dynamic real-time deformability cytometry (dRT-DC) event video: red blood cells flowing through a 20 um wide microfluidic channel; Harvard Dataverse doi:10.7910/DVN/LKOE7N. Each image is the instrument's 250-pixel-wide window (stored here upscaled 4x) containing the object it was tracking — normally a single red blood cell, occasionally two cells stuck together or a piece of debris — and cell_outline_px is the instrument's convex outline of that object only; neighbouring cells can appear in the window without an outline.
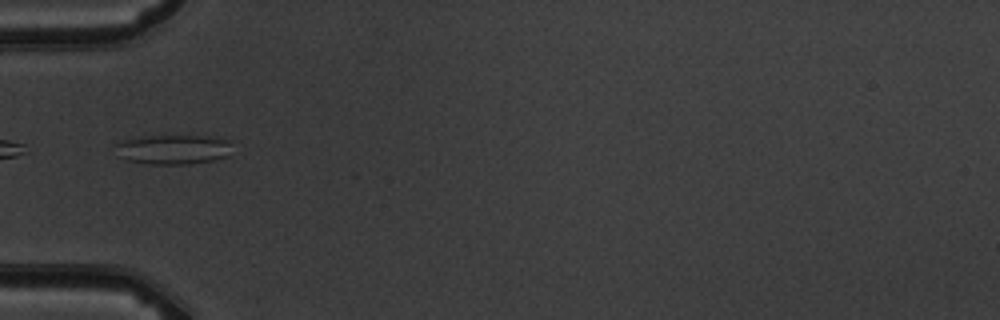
{"species": "common noctule bat (a hibernating species)", "species_latin": "Nyctalus noctula", "temperature_condition": "warm", "stored_images_in_passage": 5, "camera_frame_rate_fps": 3000, "um_per_image_px": 0.085, "animal": {"sex": "male", "body_mass_g": 19.5, "forearm_length_mm": 54.6}, "frame": {"image": 1, "passage_image": 5, "time_ms": 4.333, "image_size_px": [1000, 320], "cell_outline_px": [[228, 156], [212, 160], [188, 164], [148, 164], [128, 160], [120, 156], [112, 144], [120, 140], [144, 136], [204, 136], [228, 140]], "centroid_in_image_um": [14.62, 12.7], "position_along_channel_um": 70.4, "area_um2": 19.94}}